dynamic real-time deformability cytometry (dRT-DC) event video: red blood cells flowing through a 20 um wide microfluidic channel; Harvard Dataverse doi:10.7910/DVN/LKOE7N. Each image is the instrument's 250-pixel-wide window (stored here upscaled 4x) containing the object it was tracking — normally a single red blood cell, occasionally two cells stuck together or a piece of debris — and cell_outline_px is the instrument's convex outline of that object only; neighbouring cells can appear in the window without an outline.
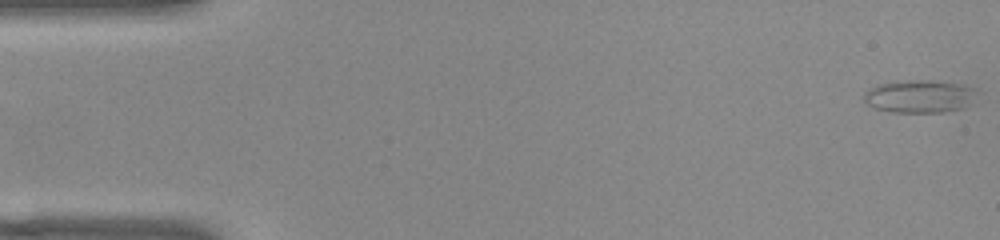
{"species": "common noctule bat (a hibernating species)", "species_latin": "Nyctalus noctula", "temperature_condition": "warm", "stored_images_in_passage": 46, "camera_frame_rate_fps": 3000, "um_per_image_px": 0.085, "animal": {"sex": "female", "body_mass_g": 22.0, "forearm_length_mm": 56.7}, "frame": {"image": 1, "passage_image": 1, "time_ms": 0.0, "image_size_px": [1000, 240], "cell_outline_px": [[972, 88], [960, 108], [944, 112], [888, 112], [876, 108], [868, 104], [864, 100], [864, 92], [868, 88], [876, 84], [908, 80], [928, 80], [960, 84]], "centroid_in_image_um": [77.93, 8.18], "position_along_channel_um": 7.1, "area_um2": 20.63}}
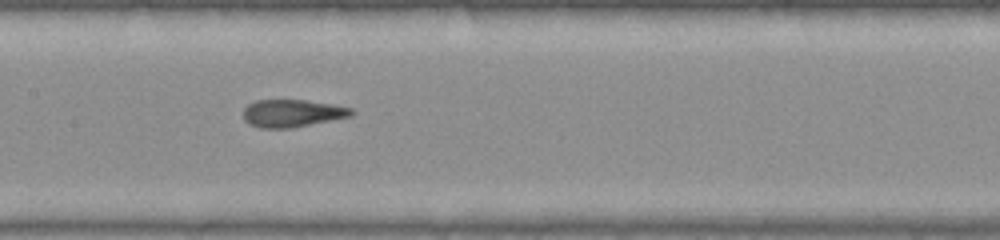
{"frame": {"image": 2, "passage_image": 25, "time_ms": 8.0, "image_size_px": [1000, 240], "cell_outline_px": [[356, 112], [352, 116], [292, 128], [260, 128], [248, 124], [244, 120], [244, 108], [248, 104], [256, 100], [304, 100], [332, 104], [352, 108]], "centroid_in_image_um": [24.85, 9.63], "position_along_channel_um": 182.6, "area_um2": 17.46}}
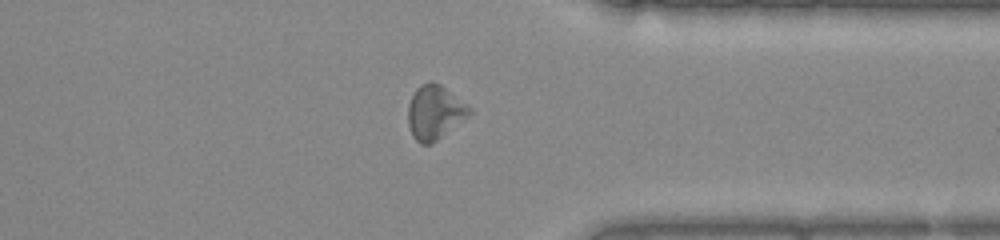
{"frame": {"image": 3, "passage_image": 40, "time_ms": 13.0, "image_size_px": [1000, 240], "cell_outline_px": [[472, 112], [468, 116], [432, 144], [420, 144], [412, 136], [408, 124], [408, 104], [416, 88], [420, 84], [428, 80], [432, 80], [440, 84], [472, 108]], "centroid_in_image_um": [36.93, 9.53], "position_along_channel_um": 374.5, "area_um2": 19.42}}